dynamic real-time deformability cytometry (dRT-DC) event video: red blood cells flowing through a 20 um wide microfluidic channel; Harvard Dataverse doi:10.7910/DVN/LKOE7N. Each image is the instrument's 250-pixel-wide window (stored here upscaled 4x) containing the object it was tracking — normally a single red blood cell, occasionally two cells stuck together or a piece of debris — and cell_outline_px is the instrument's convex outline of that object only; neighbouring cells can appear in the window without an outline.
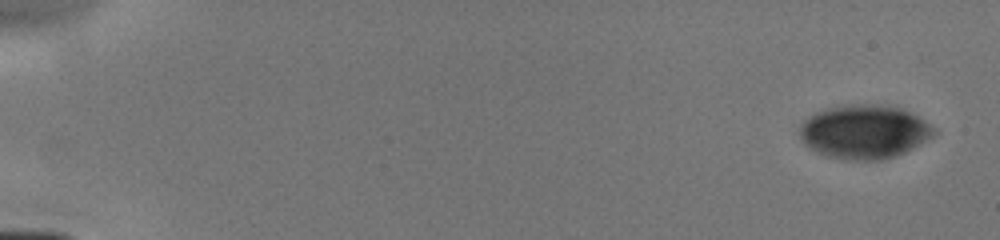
{"species": "human", "species_latin": "Homo sapiens", "temperature_condition": "cold", "stored_images_in_passage": 8, "camera_frame_rate_fps": 3000, "um_per_image_px": 0.085, "donor": {"sex": "male"}, "frame": {"image": 1, "passage_image": 1, "time_ms": 0.0, "image_size_px": [1000, 240], "cell_outline_px": [[936, 132], [932, 136], [912, 148], [896, 156], [884, 160], [848, 160], [828, 156], [804, 144], [800, 136], [800, 124], [808, 116], [816, 112], [828, 108], [848, 104], [872, 104], [900, 108], [924, 120], [936, 128]], "centroid_in_image_um": [73.45, 11.2], "position_along_channel_um": 11.5, "area_um2": 41.79}}
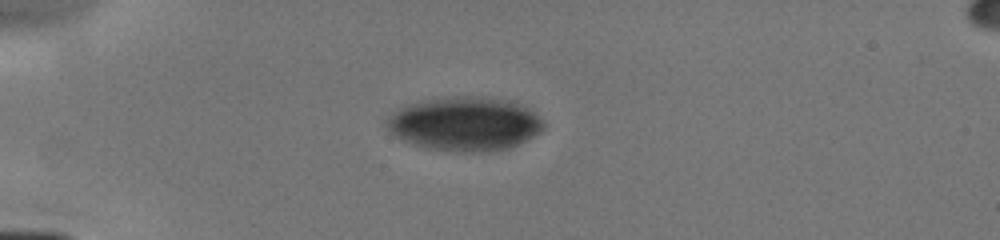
{"frame": {"image": 2, "passage_image": 5, "time_ms": 4.0, "image_size_px": [1000, 240], "cell_outline_px": [[544, 128], [540, 132], [508, 148], [428, 148], [404, 140], [396, 136], [388, 128], [388, 120], [400, 108], [408, 104], [428, 100], [456, 96], [484, 96], [512, 100], [536, 112], [544, 120]], "centroid_in_image_um": [39.58, 10.44], "position_along_channel_um": 45.4, "area_um2": 47.34}}
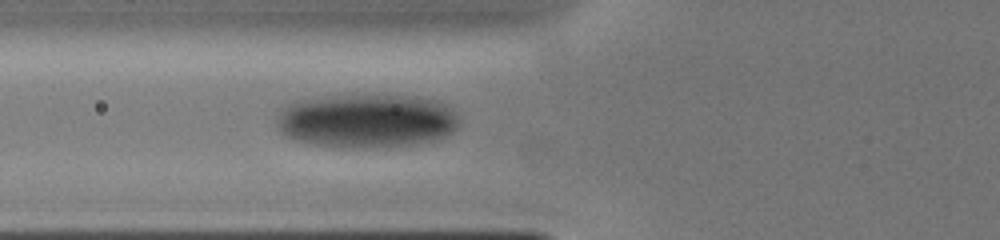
{"frame": {"image": 3, "passage_image": 8, "time_ms": 6.0, "image_size_px": [1000, 240], "cell_outline_px": [[460, 116], [456, 128], [452, 132], [444, 136], [432, 140], [412, 144], [364, 148], [348, 148], [312, 144], [296, 140], [280, 132], [276, 120], [280, 108], [296, 100], [328, 96], [416, 96], [440, 100], [448, 104]], "centroid_in_image_um": [31.17, 10.26], "position_along_channel_um": 94.6, "area_um2": 57.57}}